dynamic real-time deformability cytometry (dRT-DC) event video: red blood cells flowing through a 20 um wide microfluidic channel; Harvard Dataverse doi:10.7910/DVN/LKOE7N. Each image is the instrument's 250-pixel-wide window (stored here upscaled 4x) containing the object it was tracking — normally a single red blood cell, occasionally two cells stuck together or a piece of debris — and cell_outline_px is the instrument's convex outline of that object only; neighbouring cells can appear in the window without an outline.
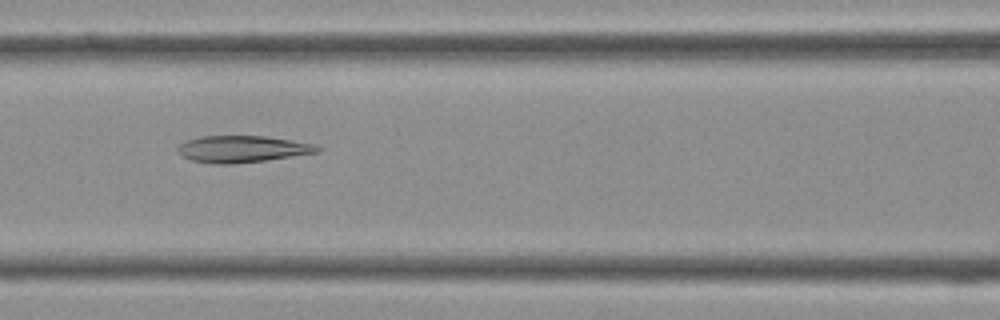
{"species": "Egyptian fruit bat (a non-hibernating species)", "species_latin": "Rousettus aegyptiacus", "temperature_condition": "cold", "stored_images_in_passage": 40, "camera_frame_rate_fps": 3000, "um_per_image_px": 0.085, "frame": {"image": 1, "passage_image": 17, "time_ms": 5.333, "image_size_px": [1000, 320], "cell_outline_px": [[320, 152], [264, 160], [232, 164], [216, 164], [192, 160], [184, 156], [176, 148], [180, 144], [188, 140], [200, 136], [264, 136], [316, 144], [320, 148]], "centroid_in_image_um": [20.61, 12.66], "position_along_channel_um": 146.0, "area_um2": 21.44}}
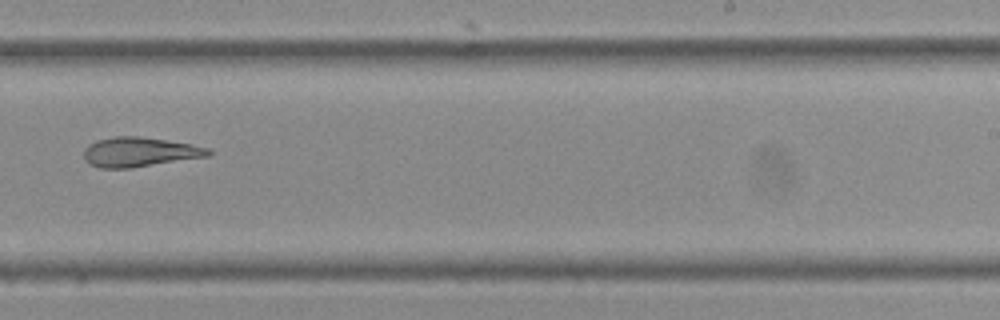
{"frame": {"image": 2, "passage_image": 25, "time_ms": 8.0, "image_size_px": [1000, 320], "cell_outline_px": [[212, 156], [132, 168], [100, 168], [88, 164], [84, 160], [84, 148], [88, 144], [96, 140], [112, 136], [136, 136], [192, 144], [208, 148], [212, 152]], "centroid_in_image_um": [11.85, 12.93], "position_along_channel_um": 277.2, "area_um2": 21.73}}
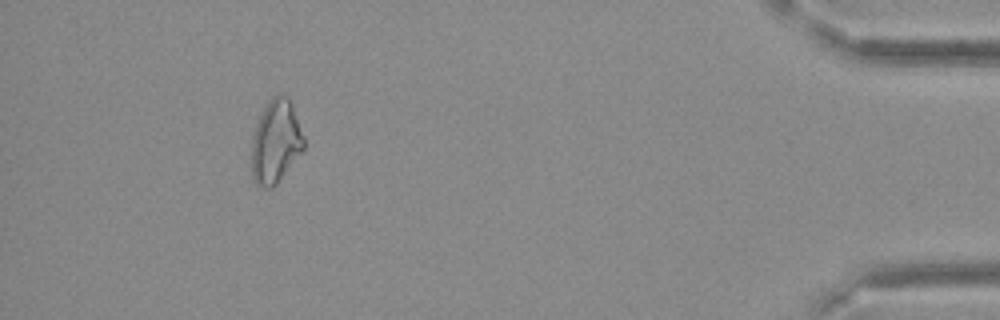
{"frame": {"image": 3, "passage_image": 37, "time_ms": 12.0, "image_size_px": [1000, 320], "cell_outline_px": [[304, 148], [276, 184], [272, 188], [264, 188], [256, 184], [252, 180], [252, 136], [256, 124], [268, 100], [272, 96], [288, 96], [292, 104], [304, 136]], "centroid_in_image_um": [23.42, 12.05], "position_along_channel_um": 411.8, "area_um2": 25.14}}